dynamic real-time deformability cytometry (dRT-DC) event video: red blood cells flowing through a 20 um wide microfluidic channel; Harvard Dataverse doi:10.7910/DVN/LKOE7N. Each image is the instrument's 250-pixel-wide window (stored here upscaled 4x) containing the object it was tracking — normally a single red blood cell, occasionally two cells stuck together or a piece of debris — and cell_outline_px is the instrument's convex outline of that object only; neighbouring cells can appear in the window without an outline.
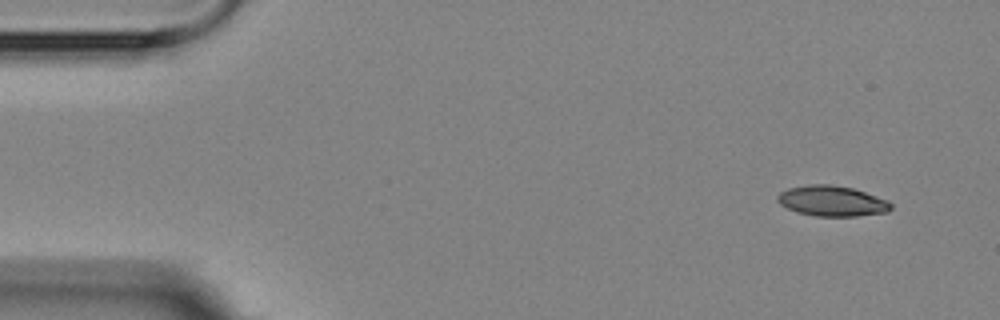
{"species": "Egyptian fruit bat (a non-hibernating species)", "species_latin": "Rousettus aegyptiacus", "temperature_condition": "room temperature", "stored_images_in_passage": 4, "camera_frame_rate_fps": 3000, "um_per_image_px": 0.085, "animal": {"sex": "female"}, "frame": {"image": 1, "passage_image": 1, "time_ms": 0.0, "image_size_px": [1000, 320], "cell_outline_px": [[892, 208], [888, 212], [856, 216], [816, 216], [796, 212], [780, 204], [776, 200], [776, 196], [780, 192], [788, 188], [808, 184], [832, 184], [852, 188], [888, 200], [892, 204]], "centroid_in_image_um": [70.7, 17.08], "position_along_channel_um": 14.3, "area_um2": 20.23}}
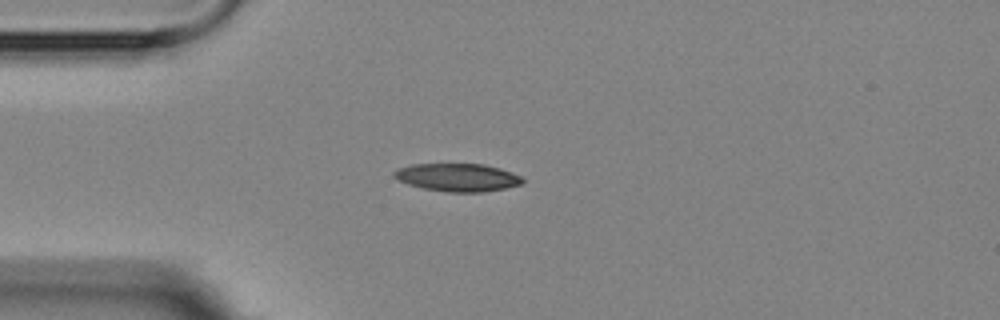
{"frame": {"image": 2, "passage_image": 4, "time_ms": 3.333, "image_size_px": [1000, 320], "cell_outline_px": [[524, 184], [484, 192], [444, 192], [424, 188], [408, 184], [392, 176], [392, 172], [396, 168], [412, 164], [484, 164], [500, 168], [520, 176], [524, 180]], "centroid_in_image_um": [38.87, 15.08], "position_along_channel_um": 46.1, "area_um2": 20.98}}